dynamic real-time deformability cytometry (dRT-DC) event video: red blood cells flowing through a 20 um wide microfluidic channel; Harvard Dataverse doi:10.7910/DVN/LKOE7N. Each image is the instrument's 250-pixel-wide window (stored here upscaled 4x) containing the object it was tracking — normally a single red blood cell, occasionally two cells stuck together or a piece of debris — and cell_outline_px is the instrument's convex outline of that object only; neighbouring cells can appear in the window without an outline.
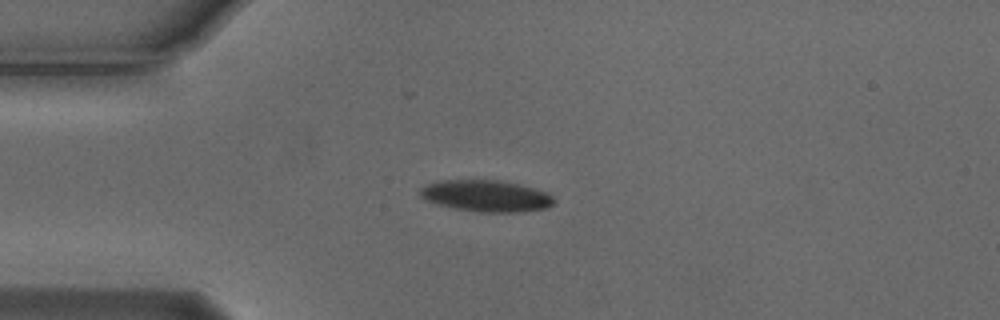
{"species": "Egyptian fruit bat (a non-hibernating species)", "species_latin": "Rousettus aegyptiacus", "temperature_condition": "cold", "stored_images_in_passage": 5, "camera_frame_rate_fps": 3000, "um_per_image_px": 0.085, "animal": {"sex": "male"}, "frame": {"image": 1, "passage_image": 5, "time_ms": 1.333, "image_size_px": [1000, 320], "cell_outline_px": [[556, 200], [548, 208], [520, 212], [476, 212], [456, 208], [424, 200], [420, 196], [420, 188], [428, 184], [440, 180], [500, 180], [520, 184], [548, 192]], "centroid_in_image_um": [41.36, 16.65], "position_along_channel_um": 43.6, "area_um2": 24.68}}